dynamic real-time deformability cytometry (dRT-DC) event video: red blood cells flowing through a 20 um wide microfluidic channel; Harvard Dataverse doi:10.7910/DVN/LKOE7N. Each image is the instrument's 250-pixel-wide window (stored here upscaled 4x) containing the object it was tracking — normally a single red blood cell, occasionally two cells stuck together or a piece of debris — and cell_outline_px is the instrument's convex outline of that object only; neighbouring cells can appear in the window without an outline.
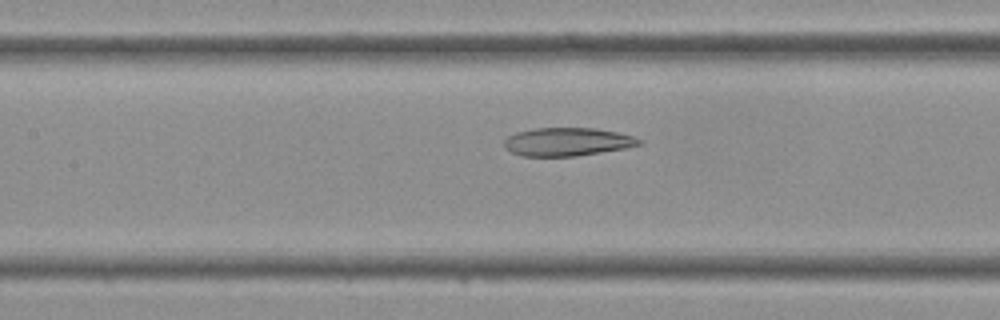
{"species": "Egyptian fruit bat (a non-hibernating species)", "species_latin": "Rousettus aegyptiacus", "temperature_condition": "cold", "stored_images_in_passage": 33, "camera_frame_rate_fps": 3000, "um_per_image_px": 0.085, "frame": {"image": 1, "passage_image": 10, "time_ms": 3.0, "image_size_px": [1000, 320], "cell_outline_px": [[644, 144], [628, 148], [576, 156], [520, 156], [504, 148], [504, 140], [508, 136], [516, 132], [532, 128], [596, 128], [616, 132], [632, 136], [644, 140]], "centroid_in_image_um": [48.24, 12.05], "position_along_channel_um": 159.2, "area_um2": 22.48}}
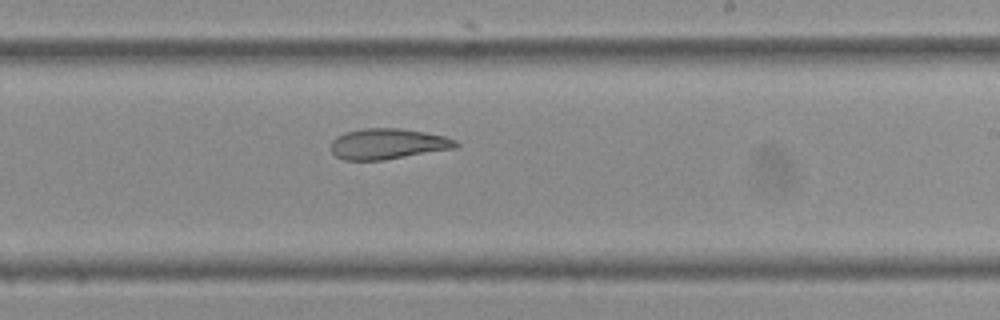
{"frame": {"image": 2, "passage_image": 16, "time_ms": 5.0, "image_size_px": [1000, 320], "cell_outline_px": [[460, 144], [456, 148], [384, 160], [344, 160], [336, 156], [332, 152], [332, 140], [336, 136], [344, 132], [364, 128], [400, 128], [424, 132], [444, 136], [456, 140]], "centroid_in_image_um": [32.97, 12.23], "position_along_channel_um": 256.0, "area_um2": 22.37}}
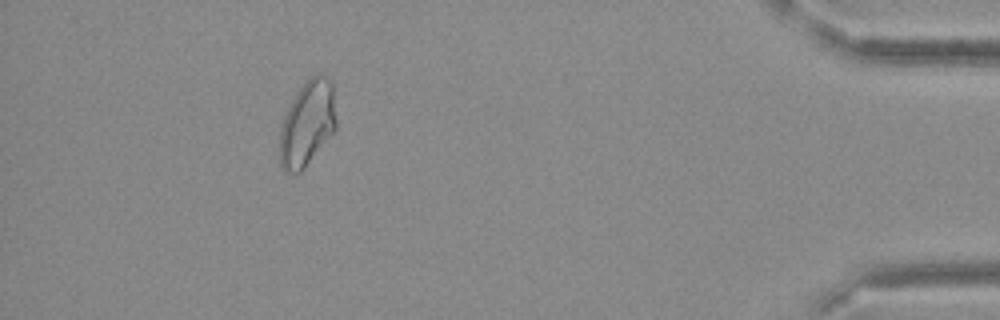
{"frame": {"image": 3, "passage_image": 29, "time_ms": 9.333, "image_size_px": [1000, 320], "cell_outline_px": [[336, 128], [304, 168], [300, 172], [284, 172], [280, 164], [280, 128], [284, 116], [296, 92], [316, 72], [328, 76], [332, 84], [336, 120]], "centroid_in_image_um": [26.11, 10.48], "position_along_channel_um": 409.1, "area_um2": 27.8}}